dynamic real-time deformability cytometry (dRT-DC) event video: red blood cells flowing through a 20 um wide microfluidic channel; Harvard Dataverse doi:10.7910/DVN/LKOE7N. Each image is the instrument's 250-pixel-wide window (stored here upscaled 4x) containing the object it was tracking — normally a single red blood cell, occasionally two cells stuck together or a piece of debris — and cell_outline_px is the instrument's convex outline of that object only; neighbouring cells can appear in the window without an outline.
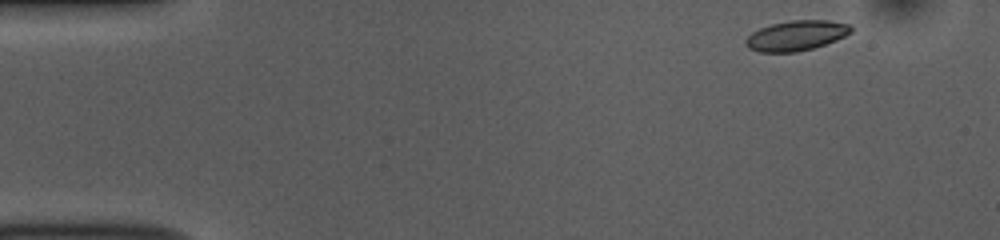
{"species": "common noctule bat (a hibernating species)", "species_latin": "Nyctalus noctula", "temperature_condition": "room temperature", "stored_images_in_passage": 48, "camera_frame_rate_fps": 3000, "um_per_image_px": 0.085, "animal": {"sex": "female", "body_mass_g": 10.0, "forearm_length_mm": 53.1}, "frame": {"image": 1, "passage_image": 1, "time_ms": 0.0, "image_size_px": [1000, 240], "cell_outline_px": [[852, 32], [836, 40], [812, 48], [796, 52], [760, 52], [748, 48], [744, 44], [744, 40], [752, 32], [760, 28], [772, 24], [792, 20], [828, 20], [848, 24], [852, 28]], "centroid_in_image_um": [67.65, 3.02], "position_along_channel_um": 17.3, "area_um2": 18.38}}
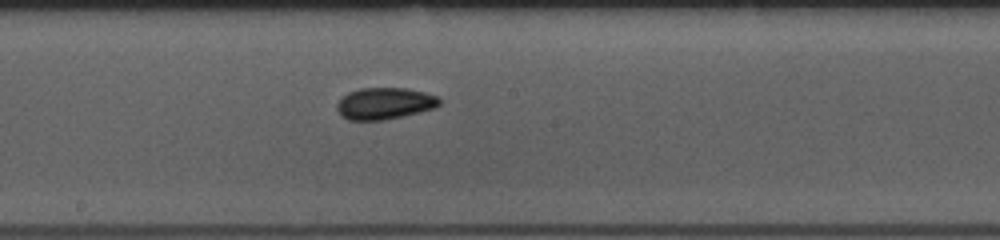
{"frame": {"image": 2, "passage_image": 24, "time_ms": 7.667, "image_size_px": [1000, 240], "cell_outline_px": [[440, 104], [436, 108], [384, 120], [348, 120], [340, 116], [336, 108], [336, 104], [348, 92], [360, 88], [408, 88], [424, 92], [436, 96], [440, 100]], "centroid_in_image_um": [32.67, 8.79], "position_along_channel_um": 215.5, "area_um2": 18.96}}
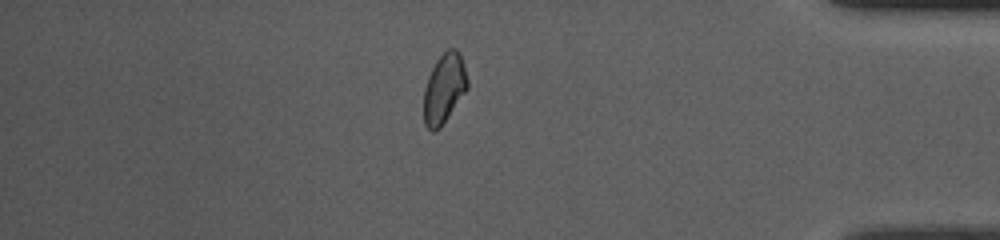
{"frame": {"image": 3, "passage_image": 41, "time_ms": 13.333, "image_size_px": [1000, 240], "cell_outline_px": [[468, 88], [440, 128], [436, 132], [432, 132], [424, 124], [424, 88], [428, 76], [436, 60], [448, 48], [456, 48], [460, 56], [468, 80]], "centroid_in_image_um": [37.73, 7.54], "position_along_channel_um": 397.5, "area_um2": 17.63}, "authors_computed_cell_mechanics": {"area_um2": 18.2937, "velocity_mm_per_s": 3.809, "shape_relaxation_time_tau1_ms": null, "shape_relaxation_time_tau2_ms": 3.5353, "deformation_change_tau1": null, "deformation_change_tau2": 0.0704}}